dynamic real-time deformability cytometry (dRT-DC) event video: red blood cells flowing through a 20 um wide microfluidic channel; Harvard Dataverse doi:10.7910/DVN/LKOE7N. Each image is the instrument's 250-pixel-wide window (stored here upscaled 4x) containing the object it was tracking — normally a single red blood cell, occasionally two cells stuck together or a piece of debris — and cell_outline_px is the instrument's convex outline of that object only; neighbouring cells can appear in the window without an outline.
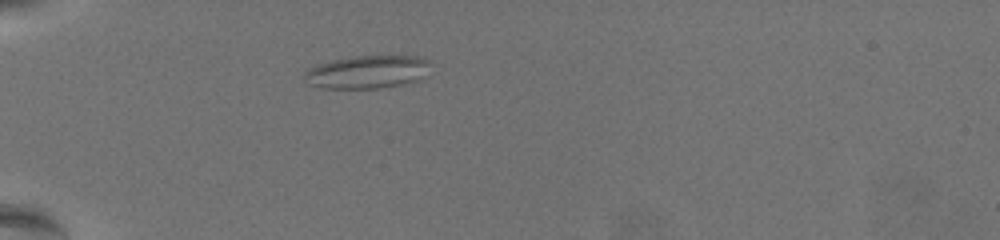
{"species": "common noctule bat (a hibernating species)", "species_latin": "Nyctalus noctula", "temperature_condition": "warm", "stored_images_in_passage": 42, "camera_frame_rate_fps": 3000, "um_per_image_px": 0.085, "animal": {"sex": "female", "body_mass_g": 19.5, "forearm_length_mm": 54.1}, "frame": {"image": 1, "passage_image": 1, "time_ms": 0.0, "image_size_px": [1000, 240], "cell_outline_px": [[428, 60], [416, 80], [400, 84], [376, 88], [324, 88], [312, 84], [304, 76], [304, 72], [308, 68], [332, 60], [352, 56], [416, 56]], "centroid_in_image_um": [31.1, 6.1], "position_along_channel_um": 53.9, "area_um2": 23.18}}
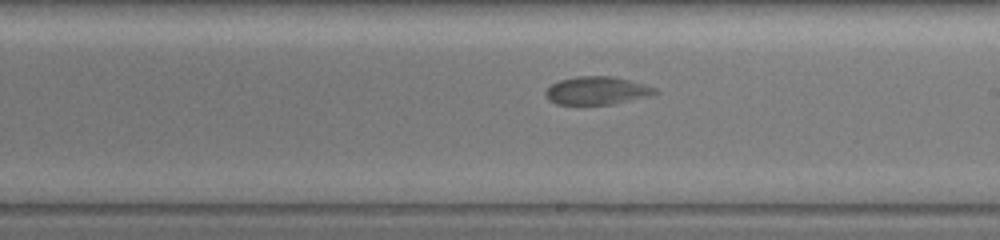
{"frame": {"image": 2, "passage_image": 19, "time_ms": 6.0, "image_size_px": [1000, 240], "cell_outline_px": [[660, 92], [652, 96], [612, 104], [556, 104], [548, 100], [544, 92], [552, 84], [560, 80], [576, 76], [612, 76], [644, 84], [656, 88]], "centroid_in_image_um": [50.76, 7.7], "position_along_channel_um": 238.2, "area_um2": 17.92}}
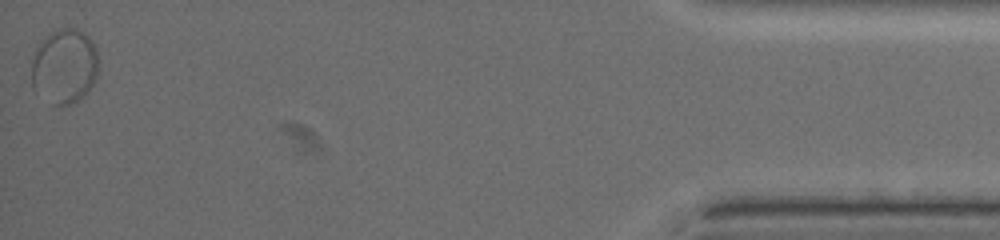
{"frame": {"image": 3, "passage_image": 42, "time_ms": 13.667, "image_size_px": [1000, 240], "cell_outline_px": [[96, 76], [88, 92], [76, 100], [68, 104], [52, 104], [32, 88], [32, 60], [40, 40], [44, 36], [60, 28], [76, 28], [84, 32], [92, 40], [96, 52]], "centroid_in_image_um": [5.45, 5.6], "position_along_channel_um": 429.8, "area_um2": 28.9}}